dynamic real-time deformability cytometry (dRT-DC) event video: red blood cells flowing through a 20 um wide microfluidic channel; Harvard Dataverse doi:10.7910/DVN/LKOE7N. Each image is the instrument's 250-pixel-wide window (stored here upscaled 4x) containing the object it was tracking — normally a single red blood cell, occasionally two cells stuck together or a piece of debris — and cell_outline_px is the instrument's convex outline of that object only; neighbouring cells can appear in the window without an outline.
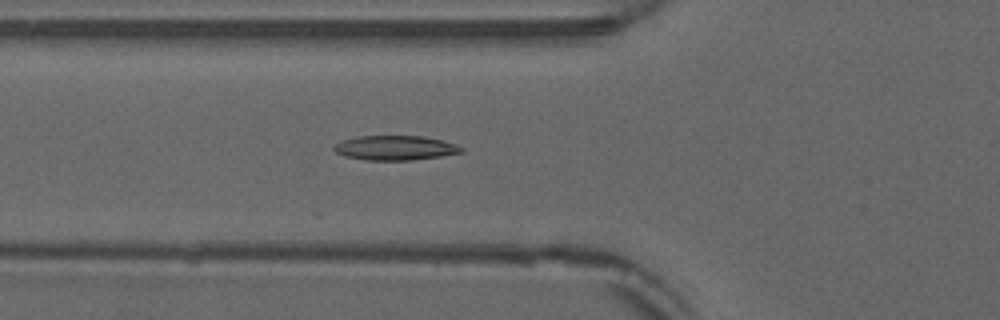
{"species": "common noctule bat (a hibernating species)", "species_latin": "Nyctalus noctula", "temperature_condition": "warm", "stored_images_in_passage": 20, "camera_frame_rate_fps": 3000, "um_per_image_px": 0.085, "animal": {"sex": "male", "forearm_length_mm": 52.5}, "frame": {"image": 1, "passage_image": 3, "time_ms": 0.667, "image_size_px": [1000, 320], "cell_outline_px": [[464, 152], [440, 156], [412, 160], [368, 160], [344, 156], [336, 152], [332, 148], [340, 140], [356, 136], [424, 136], [444, 140], [456, 144], [464, 148]], "centroid_in_image_um": [33.6, 12.56], "position_along_channel_um": 92.2, "area_um2": 18.38}}
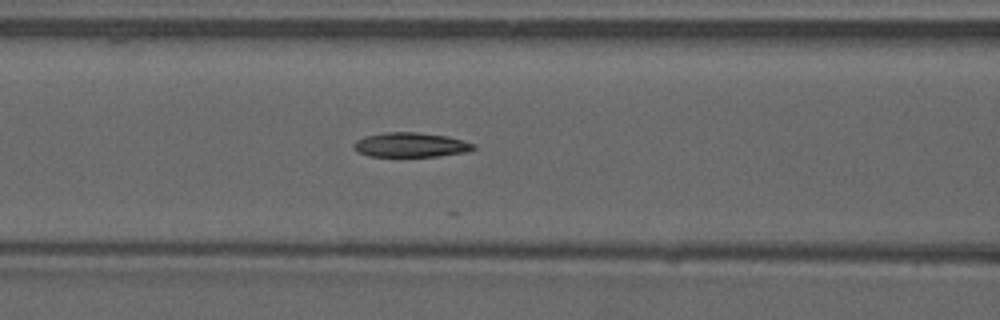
{"frame": {"image": 2, "passage_image": 6, "time_ms": 1.667, "image_size_px": [1000, 320], "cell_outline_px": [[476, 148], [468, 152], [440, 156], [368, 156], [356, 152], [352, 144], [356, 140], [364, 136], [384, 132], [416, 132], [448, 136], [476, 144]], "centroid_in_image_um": [34.9, 12.31], "position_along_channel_um": 131.7, "area_um2": 17.34}}
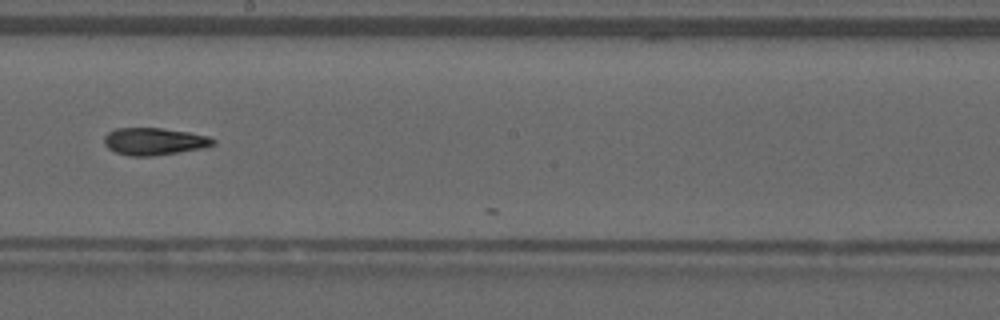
{"frame": {"image": 3, "passage_image": 14, "time_ms": 4.333, "image_size_px": [1000, 320], "cell_outline_px": [[216, 144], [204, 148], [152, 156], [128, 156], [116, 152], [108, 148], [104, 144], [104, 136], [108, 132], [116, 128], [164, 128], [188, 132], [208, 136], [216, 140]], "centroid_in_image_um": [13.11, 12.02], "position_along_channel_um": 235.1, "area_um2": 17.4}}